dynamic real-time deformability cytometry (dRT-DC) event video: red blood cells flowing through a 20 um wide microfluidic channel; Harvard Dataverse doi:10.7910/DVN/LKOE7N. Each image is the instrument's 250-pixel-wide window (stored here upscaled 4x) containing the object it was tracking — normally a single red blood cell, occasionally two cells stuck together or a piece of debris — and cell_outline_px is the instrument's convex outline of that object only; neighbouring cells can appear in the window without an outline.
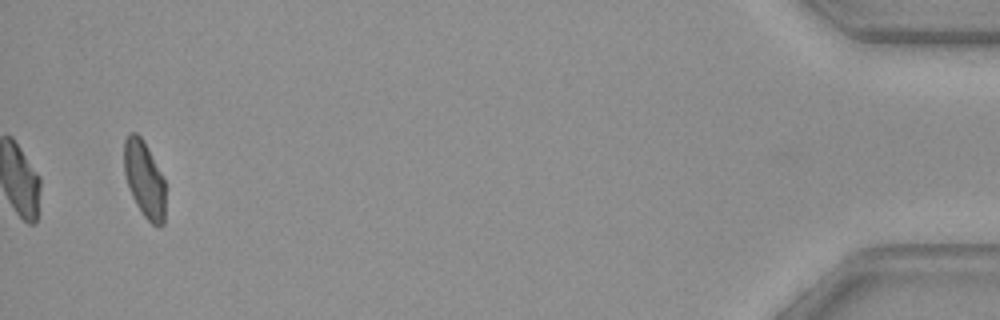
{"species": "common noctule bat (a hibernating species)", "species_latin": "Nyctalus noctula", "temperature_condition": "warm", "stored_images_in_passage": 37, "camera_frame_rate_fps": 3000, "um_per_image_px": 0.085, "animal": {"sex": "female", "body_mass_g": 29.2, "forearm_length_mm": 56.3}, "frame": {"image": 1, "passage_image": 37, "time_ms": 12.0, "image_size_px": [1000, 320], "cell_outline_px": [[164, 224], [160, 228], [152, 224], [144, 216], [136, 204], [128, 188], [124, 172], [124, 140], [128, 132], [136, 132], [144, 140], [164, 180]], "centroid_in_image_um": [12.25, 15.22], "position_along_channel_um": 423.0, "area_um2": 18.44}}